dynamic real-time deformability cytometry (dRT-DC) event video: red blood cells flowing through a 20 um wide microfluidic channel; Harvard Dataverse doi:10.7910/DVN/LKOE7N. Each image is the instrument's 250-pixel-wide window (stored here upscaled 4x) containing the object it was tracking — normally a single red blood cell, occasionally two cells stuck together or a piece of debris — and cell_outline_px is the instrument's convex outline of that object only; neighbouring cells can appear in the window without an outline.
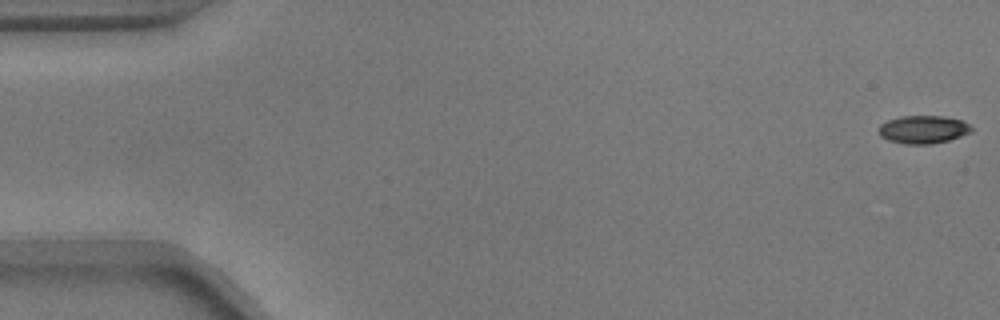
{"species": "common noctule bat (a hibernating species)", "species_latin": "Nyctalus noctula", "temperature_condition": "warm", "stored_images_in_passage": 11, "camera_frame_rate_fps": 3000, "um_per_image_px": 0.085, "animal": {"sex": "male", "body_mass_g": 17.9}, "frame": {"image": 1, "passage_image": 1, "time_ms": 0.0, "image_size_px": [1000, 320], "cell_outline_px": [[972, 132], [948, 140], [932, 144], [908, 144], [888, 140], [880, 136], [876, 128], [880, 124], [888, 120], [900, 116], [944, 116], [960, 120], [968, 124], [972, 128]], "centroid_in_image_um": [78.43, 11.0], "position_along_channel_um": 6.6, "area_um2": 15.14}}